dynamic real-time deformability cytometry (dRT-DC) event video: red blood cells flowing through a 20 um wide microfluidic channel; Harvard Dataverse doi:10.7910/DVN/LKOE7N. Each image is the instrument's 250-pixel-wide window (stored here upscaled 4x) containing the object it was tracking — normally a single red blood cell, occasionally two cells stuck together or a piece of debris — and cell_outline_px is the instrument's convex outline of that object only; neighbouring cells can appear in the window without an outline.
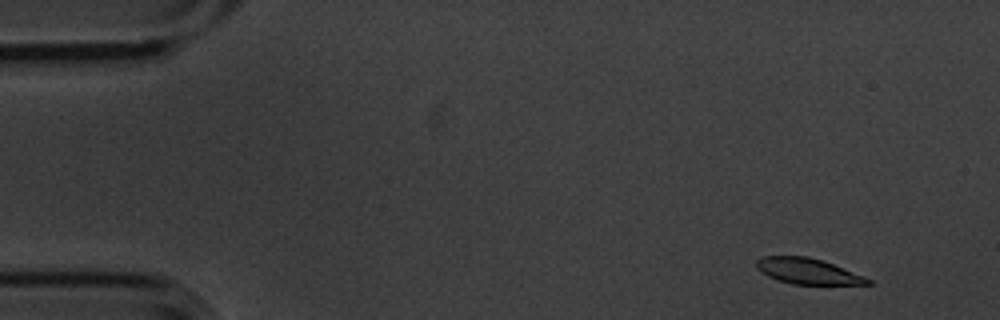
{"species": "common noctule bat (a hibernating species)", "species_latin": "Nyctalus noctula", "temperature_condition": "cold", "stored_images_in_passage": 10, "camera_frame_rate_fps": 3000, "um_per_image_px": 0.085, "animal": {"sex": "male", "body_mass_g": 20.1, "forearm_length_mm": 53.5}, "frame": {"image": 1, "passage_image": 1, "time_ms": 0.0, "image_size_px": [1000, 320], "cell_outline_px": [[872, 284], [792, 284], [768, 276], [760, 272], [756, 268], [756, 260], [764, 256], [808, 256], [824, 260], [864, 276], [872, 280]], "centroid_in_image_um": [68.66, 23.04], "position_along_channel_um": 16.3, "area_um2": 16.7}}
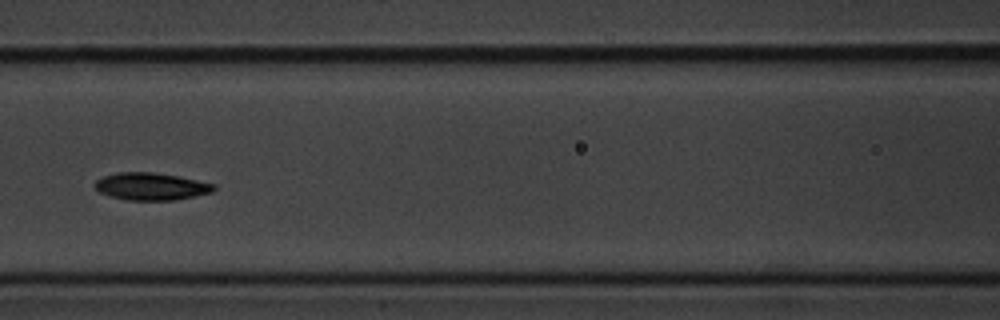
{"frame": {"image": 2, "passage_image": 6, "time_ms": 1.667, "image_size_px": [1000, 320], "cell_outline_px": [[216, 188], [212, 192], [176, 200], [124, 200], [108, 196], [100, 192], [96, 188], [96, 180], [104, 176], [120, 172], [152, 172], [176, 176], [216, 184]], "centroid_in_image_um": [12.85, 15.85], "position_along_channel_um": 153.8, "area_um2": 18.84}}
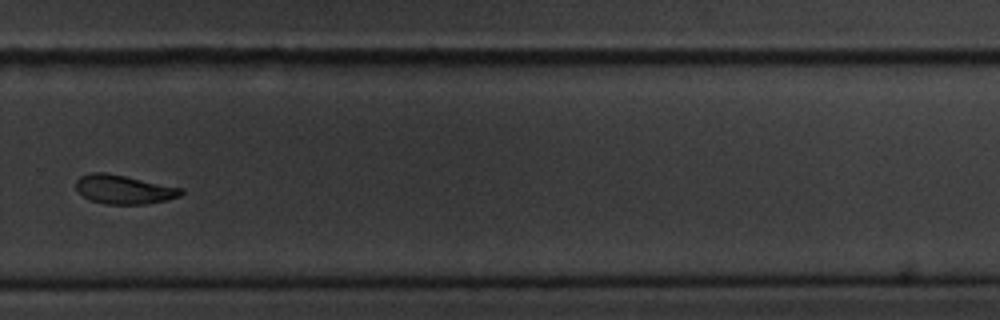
{"frame": {"image": 3, "passage_image": 10, "time_ms": 3.0, "image_size_px": [1000, 320], "cell_outline_px": [[184, 192], [180, 196], [164, 200], [144, 204], [104, 204], [92, 200], [84, 196], [76, 188], [76, 180], [80, 176], [92, 172], [104, 172], [184, 188]], "centroid_in_image_um": [10.53, 16.1], "position_along_channel_um": 319.3, "area_um2": 17.51}}